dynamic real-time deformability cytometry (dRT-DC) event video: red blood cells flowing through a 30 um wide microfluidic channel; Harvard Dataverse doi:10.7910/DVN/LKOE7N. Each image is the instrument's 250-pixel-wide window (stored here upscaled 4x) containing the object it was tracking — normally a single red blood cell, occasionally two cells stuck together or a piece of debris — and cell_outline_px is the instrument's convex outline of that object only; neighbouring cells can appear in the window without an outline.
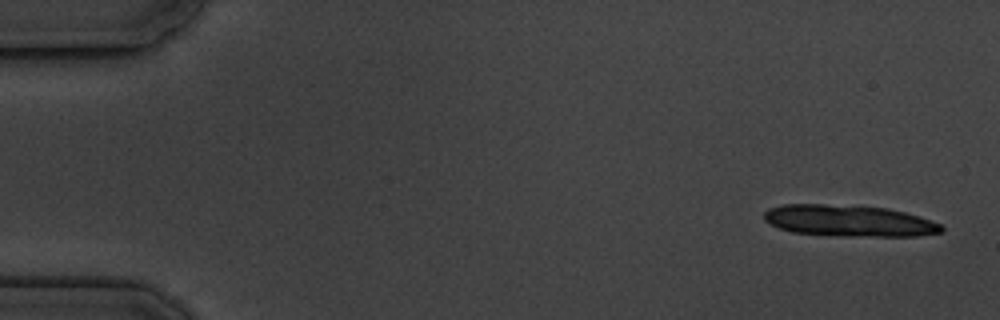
{"species": "common noctule bat (a hibernating species)", "species_latin": "Nyctalus noctula", "temperature_condition": "cold", "stored_images_in_passage": 5, "camera_frame_rate_fps": 3000, "um_per_image_px": 0.085, "animal": {"sex": "male", "body_mass_g": 19.5, "forearm_length_mm": 54.6}, "frame": {"image": 1, "passage_image": 1, "time_ms": 0.0, "image_size_px": [1000, 320], "cell_outline_px": [[944, 232], [916, 236], [848, 236], [792, 232], [780, 228], [764, 220], [764, 212], [768, 208], [784, 204], [824, 204], [888, 208], [920, 216], [940, 224], [944, 228]], "centroid_in_image_um": [72.18, 18.76], "position_along_channel_um": 12.8, "area_um2": 32.37}}